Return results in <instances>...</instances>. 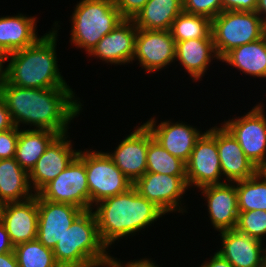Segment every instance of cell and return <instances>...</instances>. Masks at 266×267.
I'll return each instance as SVG.
<instances>
[{
    "mask_svg": "<svg viewBox=\"0 0 266 267\" xmlns=\"http://www.w3.org/2000/svg\"><path fill=\"white\" fill-rule=\"evenodd\" d=\"M2 95L15 127L30 125L33 129L49 130L59 135L68 133L69 124L82 111L80 98L70 87L22 88L10 85L0 77ZM36 127V128H35Z\"/></svg>",
    "mask_w": 266,
    "mask_h": 267,
    "instance_id": "cell-1",
    "label": "cell"
},
{
    "mask_svg": "<svg viewBox=\"0 0 266 267\" xmlns=\"http://www.w3.org/2000/svg\"><path fill=\"white\" fill-rule=\"evenodd\" d=\"M53 26L35 44L5 56L4 62L8 63L2 77L10 85L37 89L70 87L57 64L58 21Z\"/></svg>",
    "mask_w": 266,
    "mask_h": 267,
    "instance_id": "cell-2",
    "label": "cell"
},
{
    "mask_svg": "<svg viewBox=\"0 0 266 267\" xmlns=\"http://www.w3.org/2000/svg\"><path fill=\"white\" fill-rule=\"evenodd\" d=\"M92 210L99 236L108 249L120 238L133 236L166 215L153 202L141 196L134 186L97 202Z\"/></svg>",
    "mask_w": 266,
    "mask_h": 267,
    "instance_id": "cell-3",
    "label": "cell"
},
{
    "mask_svg": "<svg viewBox=\"0 0 266 267\" xmlns=\"http://www.w3.org/2000/svg\"><path fill=\"white\" fill-rule=\"evenodd\" d=\"M102 242L93 210L83 211L53 249L60 267H110L112 256Z\"/></svg>",
    "mask_w": 266,
    "mask_h": 267,
    "instance_id": "cell-4",
    "label": "cell"
},
{
    "mask_svg": "<svg viewBox=\"0 0 266 267\" xmlns=\"http://www.w3.org/2000/svg\"><path fill=\"white\" fill-rule=\"evenodd\" d=\"M75 6L70 42L87 54L124 20L113 0H80Z\"/></svg>",
    "mask_w": 266,
    "mask_h": 267,
    "instance_id": "cell-5",
    "label": "cell"
},
{
    "mask_svg": "<svg viewBox=\"0 0 266 267\" xmlns=\"http://www.w3.org/2000/svg\"><path fill=\"white\" fill-rule=\"evenodd\" d=\"M265 34L266 26L255 11H222L211 20V35L220 60L232 49Z\"/></svg>",
    "mask_w": 266,
    "mask_h": 267,
    "instance_id": "cell-6",
    "label": "cell"
},
{
    "mask_svg": "<svg viewBox=\"0 0 266 267\" xmlns=\"http://www.w3.org/2000/svg\"><path fill=\"white\" fill-rule=\"evenodd\" d=\"M77 156L85 163L89 210H92L97 202L126 192L133 186L106 152L86 149V151L79 150Z\"/></svg>",
    "mask_w": 266,
    "mask_h": 267,
    "instance_id": "cell-7",
    "label": "cell"
},
{
    "mask_svg": "<svg viewBox=\"0 0 266 267\" xmlns=\"http://www.w3.org/2000/svg\"><path fill=\"white\" fill-rule=\"evenodd\" d=\"M186 165L188 187L198 189L225 183L216 143V126L209 128L197 139ZM222 177V178H221Z\"/></svg>",
    "mask_w": 266,
    "mask_h": 267,
    "instance_id": "cell-8",
    "label": "cell"
},
{
    "mask_svg": "<svg viewBox=\"0 0 266 267\" xmlns=\"http://www.w3.org/2000/svg\"><path fill=\"white\" fill-rule=\"evenodd\" d=\"M42 199L89 210V188L85 163L76 156L72 162L38 193Z\"/></svg>",
    "mask_w": 266,
    "mask_h": 267,
    "instance_id": "cell-9",
    "label": "cell"
},
{
    "mask_svg": "<svg viewBox=\"0 0 266 267\" xmlns=\"http://www.w3.org/2000/svg\"><path fill=\"white\" fill-rule=\"evenodd\" d=\"M133 186L141 196L153 202L165 214L187 212L184 208L186 206H182L181 202L189 189L186 175L146 172Z\"/></svg>",
    "mask_w": 266,
    "mask_h": 267,
    "instance_id": "cell-10",
    "label": "cell"
},
{
    "mask_svg": "<svg viewBox=\"0 0 266 267\" xmlns=\"http://www.w3.org/2000/svg\"><path fill=\"white\" fill-rule=\"evenodd\" d=\"M245 114L224 120L222 124L237 140L247 158L257 166L266 157L264 106L259 103Z\"/></svg>",
    "mask_w": 266,
    "mask_h": 267,
    "instance_id": "cell-11",
    "label": "cell"
},
{
    "mask_svg": "<svg viewBox=\"0 0 266 267\" xmlns=\"http://www.w3.org/2000/svg\"><path fill=\"white\" fill-rule=\"evenodd\" d=\"M176 42L170 30L138 29L135 38V54L144 71L156 73L175 63Z\"/></svg>",
    "mask_w": 266,
    "mask_h": 267,
    "instance_id": "cell-12",
    "label": "cell"
},
{
    "mask_svg": "<svg viewBox=\"0 0 266 267\" xmlns=\"http://www.w3.org/2000/svg\"><path fill=\"white\" fill-rule=\"evenodd\" d=\"M134 129L118 144L114 152H106L133 184L146 173L148 143L153 139L144 123Z\"/></svg>",
    "mask_w": 266,
    "mask_h": 267,
    "instance_id": "cell-13",
    "label": "cell"
},
{
    "mask_svg": "<svg viewBox=\"0 0 266 267\" xmlns=\"http://www.w3.org/2000/svg\"><path fill=\"white\" fill-rule=\"evenodd\" d=\"M69 133L58 135L46 148L29 172V183L35 194L55 179L78 155Z\"/></svg>",
    "mask_w": 266,
    "mask_h": 267,
    "instance_id": "cell-14",
    "label": "cell"
},
{
    "mask_svg": "<svg viewBox=\"0 0 266 267\" xmlns=\"http://www.w3.org/2000/svg\"><path fill=\"white\" fill-rule=\"evenodd\" d=\"M37 240L45 247L54 249L83 209L65 203L51 202L37 194Z\"/></svg>",
    "mask_w": 266,
    "mask_h": 267,
    "instance_id": "cell-15",
    "label": "cell"
},
{
    "mask_svg": "<svg viewBox=\"0 0 266 267\" xmlns=\"http://www.w3.org/2000/svg\"><path fill=\"white\" fill-rule=\"evenodd\" d=\"M155 117L144 123L153 135V138L171 155L179 158L185 164L190 158L197 139L202 131L185 124L184 122L161 121L156 125Z\"/></svg>",
    "mask_w": 266,
    "mask_h": 267,
    "instance_id": "cell-16",
    "label": "cell"
},
{
    "mask_svg": "<svg viewBox=\"0 0 266 267\" xmlns=\"http://www.w3.org/2000/svg\"><path fill=\"white\" fill-rule=\"evenodd\" d=\"M0 221L4 224L14 246L37 239V194L26 201L1 204Z\"/></svg>",
    "mask_w": 266,
    "mask_h": 267,
    "instance_id": "cell-17",
    "label": "cell"
},
{
    "mask_svg": "<svg viewBox=\"0 0 266 267\" xmlns=\"http://www.w3.org/2000/svg\"><path fill=\"white\" fill-rule=\"evenodd\" d=\"M137 31L132 19H124L96 44L88 57L94 56L111 65L133 63Z\"/></svg>",
    "mask_w": 266,
    "mask_h": 267,
    "instance_id": "cell-18",
    "label": "cell"
},
{
    "mask_svg": "<svg viewBox=\"0 0 266 267\" xmlns=\"http://www.w3.org/2000/svg\"><path fill=\"white\" fill-rule=\"evenodd\" d=\"M199 189L207 200L208 217L214 230L220 232L235 229L239 215L235 183L225 182Z\"/></svg>",
    "mask_w": 266,
    "mask_h": 267,
    "instance_id": "cell-19",
    "label": "cell"
},
{
    "mask_svg": "<svg viewBox=\"0 0 266 267\" xmlns=\"http://www.w3.org/2000/svg\"><path fill=\"white\" fill-rule=\"evenodd\" d=\"M221 248L217 250L233 267H266L265 242L238 232L220 231Z\"/></svg>",
    "mask_w": 266,
    "mask_h": 267,
    "instance_id": "cell-20",
    "label": "cell"
},
{
    "mask_svg": "<svg viewBox=\"0 0 266 267\" xmlns=\"http://www.w3.org/2000/svg\"><path fill=\"white\" fill-rule=\"evenodd\" d=\"M216 143L223 180L235 183L256 174V166L247 158L233 135L221 124L216 126Z\"/></svg>",
    "mask_w": 266,
    "mask_h": 267,
    "instance_id": "cell-21",
    "label": "cell"
},
{
    "mask_svg": "<svg viewBox=\"0 0 266 267\" xmlns=\"http://www.w3.org/2000/svg\"><path fill=\"white\" fill-rule=\"evenodd\" d=\"M36 19L22 13L0 17V53L4 57L35 44L41 38L36 32Z\"/></svg>",
    "mask_w": 266,
    "mask_h": 267,
    "instance_id": "cell-22",
    "label": "cell"
},
{
    "mask_svg": "<svg viewBox=\"0 0 266 267\" xmlns=\"http://www.w3.org/2000/svg\"><path fill=\"white\" fill-rule=\"evenodd\" d=\"M213 59L220 60L213 39H191L176 42L175 61H179L193 82L205 76Z\"/></svg>",
    "mask_w": 266,
    "mask_h": 267,
    "instance_id": "cell-23",
    "label": "cell"
},
{
    "mask_svg": "<svg viewBox=\"0 0 266 267\" xmlns=\"http://www.w3.org/2000/svg\"><path fill=\"white\" fill-rule=\"evenodd\" d=\"M35 195L29 173L15 158L0 160V205L8 202H22Z\"/></svg>",
    "mask_w": 266,
    "mask_h": 267,
    "instance_id": "cell-24",
    "label": "cell"
},
{
    "mask_svg": "<svg viewBox=\"0 0 266 267\" xmlns=\"http://www.w3.org/2000/svg\"><path fill=\"white\" fill-rule=\"evenodd\" d=\"M220 61L237 68L240 73L266 78V34L259 40L232 49Z\"/></svg>",
    "mask_w": 266,
    "mask_h": 267,
    "instance_id": "cell-25",
    "label": "cell"
},
{
    "mask_svg": "<svg viewBox=\"0 0 266 267\" xmlns=\"http://www.w3.org/2000/svg\"><path fill=\"white\" fill-rule=\"evenodd\" d=\"M183 11V0H148L132 19L137 29L170 30Z\"/></svg>",
    "mask_w": 266,
    "mask_h": 267,
    "instance_id": "cell-26",
    "label": "cell"
},
{
    "mask_svg": "<svg viewBox=\"0 0 266 267\" xmlns=\"http://www.w3.org/2000/svg\"><path fill=\"white\" fill-rule=\"evenodd\" d=\"M58 135L49 130L19 129L15 160L29 173Z\"/></svg>",
    "mask_w": 266,
    "mask_h": 267,
    "instance_id": "cell-27",
    "label": "cell"
},
{
    "mask_svg": "<svg viewBox=\"0 0 266 267\" xmlns=\"http://www.w3.org/2000/svg\"><path fill=\"white\" fill-rule=\"evenodd\" d=\"M170 32L175 42L191 39H212L211 20L182 11L173 21Z\"/></svg>",
    "mask_w": 266,
    "mask_h": 267,
    "instance_id": "cell-28",
    "label": "cell"
},
{
    "mask_svg": "<svg viewBox=\"0 0 266 267\" xmlns=\"http://www.w3.org/2000/svg\"><path fill=\"white\" fill-rule=\"evenodd\" d=\"M239 212L251 210L266 211V182L257 174L235 182Z\"/></svg>",
    "mask_w": 266,
    "mask_h": 267,
    "instance_id": "cell-29",
    "label": "cell"
},
{
    "mask_svg": "<svg viewBox=\"0 0 266 267\" xmlns=\"http://www.w3.org/2000/svg\"><path fill=\"white\" fill-rule=\"evenodd\" d=\"M146 161V172L186 175L185 163L171 155L154 138L148 143Z\"/></svg>",
    "mask_w": 266,
    "mask_h": 267,
    "instance_id": "cell-30",
    "label": "cell"
},
{
    "mask_svg": "<svg viewBox=\"0 0 266 267\" xmlns=\"http://www.w3.org/2000/svg\"><path fill=\"white\" fill-rule=\"evenodd\" d=\"M19 267H60L53 249L45 247L37 239L14 246Z\"/></svg>",
    "mask_w": 266,
    "mask_h": 267,
    "instance_id": "cell-31",
    "label": "cell"
},
{
    "mask_svg": "<svg viewBox=\"0 0 266 267\" xmlns=\"http://www.w3.org/2000/svg\"><path fill=\"white\" fill-rule=\"evenodd\" d=\"M235 229L263 242L264 236H266V211L251 210L239 212Z\"/></svg>",
    "mask_w": 266,
    "mask_h": 267,
    "instance_id": "cell-32",
    "label": "cell"
},
{
    "mask_svg": "<svg viewBox=\"0 0 266 267\" xmlns=\"http://www.w3.org/2000/svg\"><path fill=\"white\" fill-rule=\"evenodd\" d=\"M183 11L213 20L222 12V0H183Z\"/></svg>",
    "mask_w": 266,
    "mask_h": 267,
    "instance_id": "cell-33",
    "label": "cell"
},
{
    "mask_svg": "<svg viewBox=\"0 0 266 267\" xmlns=\"http://www.w3.org/2000/svg\"><path fill=\"white\" fill-rule=\"evenodd\" d=\"M19 128L0 132V160L15 157Z\"/></svg>",
    "mask_w": 266,
    "mask_h": 267,
    "instance_id": "cell-34",
    "label": "cell"
},
{
    "mask_svg": "<svg viewBox=\"0 0 266 267\" xmlns=\"http://www.w3.org/2000/svg\"><path fill=\"white\" fill-rule=\"evenodd\" d=\"M148 0H113L124 19H133Z\"/></svg>",
    "mask_w": 266,
    "mask_h": 267,
    "instance_id": "cell-35",
    "label": "cell"
},
{
    "mask_svg": "<svg viewBox=\"0 0 266 267\" xmlns=\"http://www.w3.org/2000/svg\"><path fill=\"white\" fill-rule=\"evenodd\" d=\"M258 0H222V11H255Z\"/></svg>",
    "mask_w": 266,
    "mask_h": 267,
    "instance_id": "cell-36",
    "label": "cell"
},
{
    "mask_svg": "<svg viewBox=\"0 0 266 267\" xmlns=\"http://www.w3.org/2000/svg\"><path fill=\"white\" fill-rule=\"evenodd\" d=\"M155 263L156 262H153L149 258H142L139 260H131L124 264L122 261H120V259L118 260L117 258L112 256L110 267H159Z\"/></svg>",
    "mask_w": 266,
    "mask_h": 267,
    "instance_id": "cell-37",
    "label": "cell"
},
{
    "mask_svg": "<svg viewBox=\"0 0 266 267\" xmlns=\"http://www.w3.org/2000/svg\"><path fill=\"white\" fill-rule=\"evenodd\" d=\"M14 122L11 118V114L6 107L4 99L0 94V132L14 128Z\"/></svg>",
    "mask_w": 266,
    "mask_h": 267,
    "instance_id": "cell-38",
    "label": "cell"
},
{
    "mask_svg": "<svg viewBox=\"0 0 266 267\" xmlns=\"http://www.w3.org/2000/svg\"><path fill=\"white\" fill-rule=\"evenodd\" d=\"M12 251H14V245L10 241L4 224L0 221V254Z\"/></svg>",
    "mask_w": 266,
    "mask_h": 267,
    "instance_id": "cell-39",
    "label": "cell"
},
{
    "mask_svg": "<svg viewBox=\"0 0 266 267\" xmlns=\"http://www.w3.org/2000/svg\"><path fill=\"white\" fill-rule=\"evenodd\" d=\"M199 267H233L224 257H222L218 252H215L211 259L204 261Z\"/></svg>",
    "mask_w": 266,
    "mask_h": 267,
    "instance_id": "cell-40",
    "label": "cell"
},
{
    "mask_svg": "<svg viewBox=\"0 0 266 267\" xmlns=\"http://www.w3.org/2000/svg\"><path fill=\"white\" fill-rule=\"evenodd\" d=\"M0 267H19L14 251L0 254Z\"/></svg>",
    "mask_w": 266,
    "mask_h": 267,
    "instance_id": "cell-41",
    "label": "cell"
},
{
    "mask_svg": "<svg viewBox=\"0 0 266 267\" xmlns=\"http://www.w3.org/2000/svg\"><path fill=\"white\" fill-rule=\"evenodd\" d=\"M255 12L260 16L266 26V0H258Z\"/></svg>",
    "mask_w": 266,
    "mask_h": 267,
    "instance_id": "cell-42",
    "label": "cell"
},
{
    "mask_svg": "<svg viewBox=\"0 0 266 267\" xmlns=\"http://www.w3.org/2000/svg\"><path fill=\"white\" fill-rule=\"evenodd\" d=\"M256 174L266 182V157L256 166Z\"/></svg>",
    "mask_w": 266,
    "mask_h": 267,
    "instance_id": "cell-43",
    "label": "cell"
},
{
    "mask_svg": "<svg viewBox=\"0 0 266 267\" xmlns=\"http://www.w3.org/2000/svg\"><path fill=\"white\" fill-rule=\"evenodd\" d=\"M4 59L5 57L0 53V77H2L4 71Z\"/></svg>",
    "mask_w": 266,
    "mask_h": 267,
    "instance_id": "cell-44",
    "label": "cell"
}]
</instances>
